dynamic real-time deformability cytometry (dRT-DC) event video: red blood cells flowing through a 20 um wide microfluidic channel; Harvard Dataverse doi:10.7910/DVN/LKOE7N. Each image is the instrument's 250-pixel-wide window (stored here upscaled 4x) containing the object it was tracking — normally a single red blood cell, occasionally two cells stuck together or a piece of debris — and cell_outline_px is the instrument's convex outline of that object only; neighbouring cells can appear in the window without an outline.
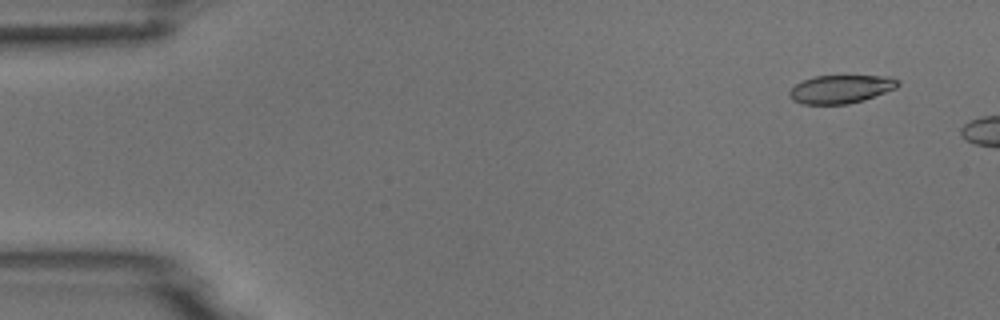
{"species": "common noctule bat (a hibernating species)", "species_latin": "Nyctalus noctula", "temperature_condition": "room temperature", "stored_images_in_passage": 3, "camera_frame_rate_fps": 3000, "um_per_image_px": 0.085, "animal": {"sex": "male", "body_mass_g": 18.8}, "frame": {"image": 1, "passage_image": 1, "time_ms": 0.0, "image_size_px": [1000, 320], "cell_outline_px": [[900, 84], [896, 88], [864, 100], [848, 104], [804, 104], [792, 100], [788, 96], [788, 92], [796, 84], [804, 80], [816, 76], [892, 76], [900, 80]], "centroid_in_image_um": [71.49, 7.57], "position_along_channel_um": 13.5, "area_um2": 17.92}}